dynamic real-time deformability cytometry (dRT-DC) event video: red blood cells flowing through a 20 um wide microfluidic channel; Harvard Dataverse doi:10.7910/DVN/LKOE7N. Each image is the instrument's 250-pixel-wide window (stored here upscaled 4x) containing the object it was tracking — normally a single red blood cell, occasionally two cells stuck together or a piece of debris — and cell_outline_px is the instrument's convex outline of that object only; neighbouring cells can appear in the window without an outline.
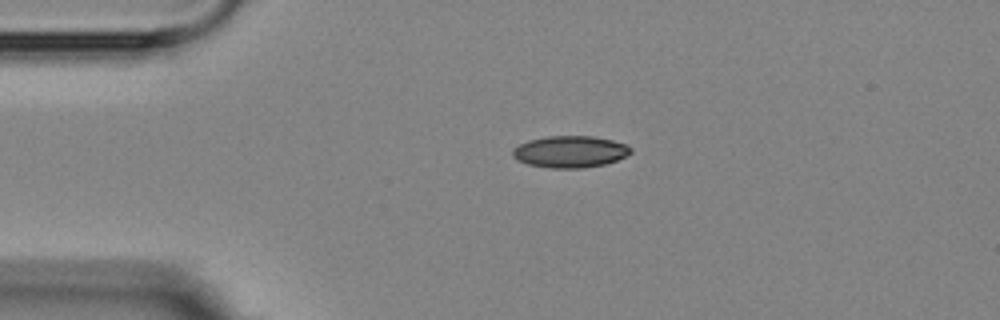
{"species": "Egyptian fruit bat (a non-hibernating species)", "species_latin": "Rousettus aegyptiacus", "temperature_condition": "room temperature", "stored_images_in_passage": 3, "segment_of_instrument_passage": [1, 2], "camera_frame_rate_fps": 3000, "um_per_image_px": 0.085, "animal": {"sex": "female"}, "frame": {"image": 1, "passage_image": 1, "time_ms": 0.0, "image_size_px": [1000, 320], "cell_outline_px": [[632, 152], [616, 160], [604, 164], [584, 168], [552, 168], [528, 164], [516, 160], [512, 156], [512, 148], [528, 140], [548, 136], [592, 136], [612, 140], [628, 144], [632, 148]], "centroid_in_image_um": [48.44, 12.89], "position_along_channel_um": 36.6, "area_um2": 21.91}}